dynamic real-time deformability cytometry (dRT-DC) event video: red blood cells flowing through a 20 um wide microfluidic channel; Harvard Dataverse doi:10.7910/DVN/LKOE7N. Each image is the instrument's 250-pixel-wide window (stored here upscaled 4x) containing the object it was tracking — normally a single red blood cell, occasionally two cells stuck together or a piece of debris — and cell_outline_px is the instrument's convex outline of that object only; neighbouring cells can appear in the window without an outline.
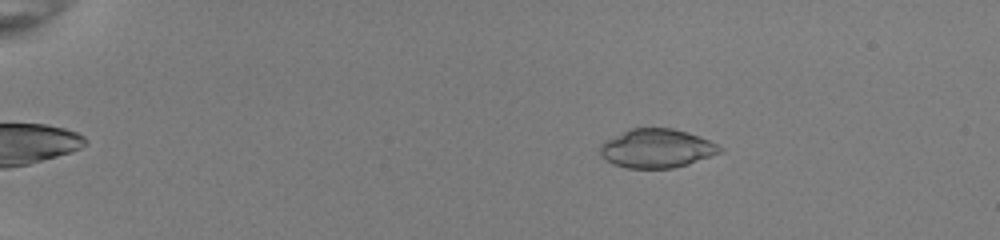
{"species": "common noctule bat (a hibernating species)", "species_latin": "Nyctalus noctula", "temperature_condition": "room temperature", "stored_images_in_passage": 52, "camera_frame_rate_fps": 3000, "um_per_image_px": 0.085, "animal": {"sex": "female", "body_mass_g": 22.0, "forearm_length_mm": 56.7}, "frame": {"image": 1, "passage_image": 10, "time_ms": 3.0, "image_size_px": [1000, 240], "cell_outline_px": [[724, 148], [720, 152], [688, 164], [672, 168], [628, 168], [612, 164], [604, 160], [600, 156], [600, 144], [604, 140], [628, 128], [672, 128], [688, 132], [700, 136]], "centroid_in_image_um": [55.76, 12.6], "position_along_channel_um": 29.2, "area_um2": 27.28}}
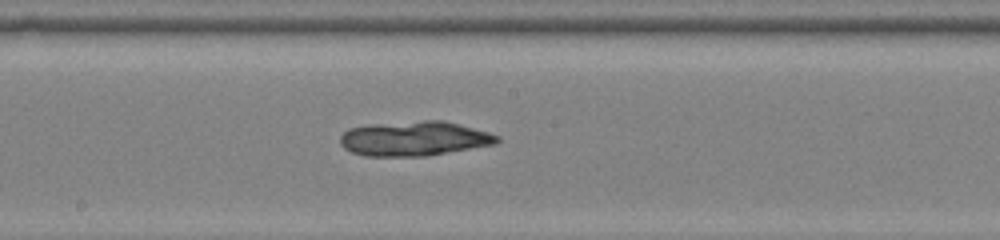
{"frame": {"image": 2, "passage_image": 31, "time_ms": 10.0, "image_size_px": [1000, 240], "cell_outline_px": [[500, 140], [496, 144], [424, 156], [364, 156], [352, 152], [344, 148], [340, 144], [340, 136], [348, 128], [372, 124], [424, 120], [444, 120], [488, 132], [500, 136]], "centroid_in_image_um": [35.2, 11.77], "position_along_channel_um": 213.0, "area_um2": 31.67}}
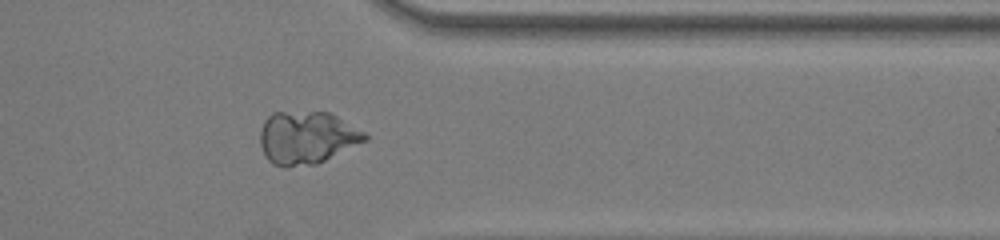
{"frame": {"image": 3, "passage_image": 44, "time_ms": 14.333, "image_size_px": [1000, 240], "cell_outline_px": [[368, 140], [316, 164], [288, 168], [284, 168], [272, 164], [264, 156], [260, 144], [260, 132], [264, 120], [272, 112], [332, 112], [364, 132], [368, 136]], "centroid_in_image_um": [26.06, 11.71], "position_along_channel_um": 385.3, "area_um2": 32.54}}